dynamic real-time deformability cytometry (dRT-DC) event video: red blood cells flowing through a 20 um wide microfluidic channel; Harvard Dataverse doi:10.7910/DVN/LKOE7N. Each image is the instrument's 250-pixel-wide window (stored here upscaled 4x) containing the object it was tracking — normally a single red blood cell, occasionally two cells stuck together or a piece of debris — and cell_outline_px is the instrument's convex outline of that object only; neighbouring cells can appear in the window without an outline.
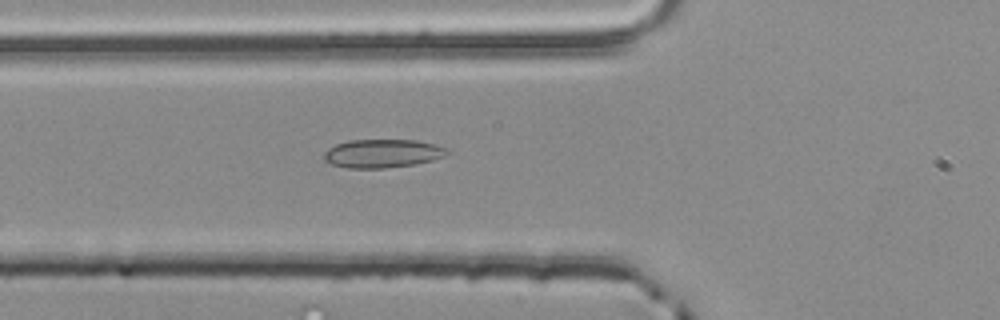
{"species": "common noctule bat (a hibernating species)", "species_latin": "Nyctalus noctula", "temperature_condition": "room temperature", "stored_images_in_passage": 41, "camera_frame_rate_fps": 3000, "um_per_image_px": 0.085, "animal": {"sex": "male", "body_mass_g": 20.4}, "frame": {"image": 1, "passage_image": 7, "time_ms": 2.0, "image_size_px": [1000, 320], "cell_outline_px": [[448, 152], [444, 156], [432, 160], [416, 164], [384, 168], [348, 168], [332, 164], [324, 160], [324, 152], [328, 148], [336, 144], [348, 140], [416, 140], [436, 144], [444, 148]], "centroid_in_image_um": [32.48, 13.04], "position_along_channel_um": 93.3, "area_um2": 20.35}}
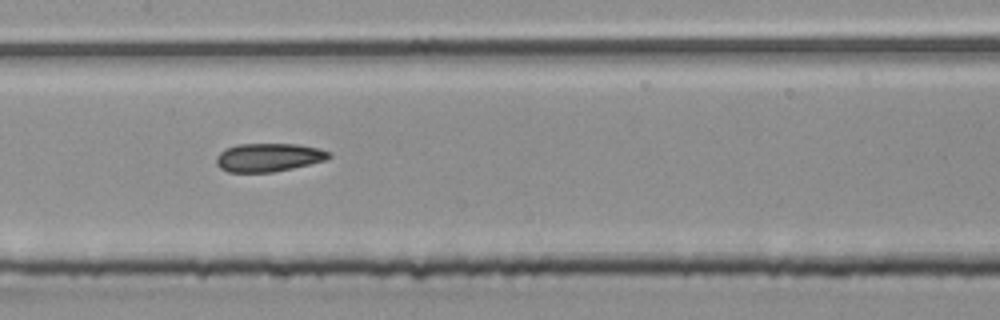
{"frame": {"image": 2, "passage_image": 14, "time_ms": 4.333, "image_size_px": [1000, 320], "cell_outline_px": [[332, 156], [328, 160], [292, 168], [272, 172], [228, 172], [220, 168], [216, 164], [216, 156], [224, 148], [236, 144], [300, 144], [320, 148], [332, 152]], "centroid_in_image_um": [22.86, 13.37], "position_along_channel_um": 184.5, "area_um2": 18.96}}
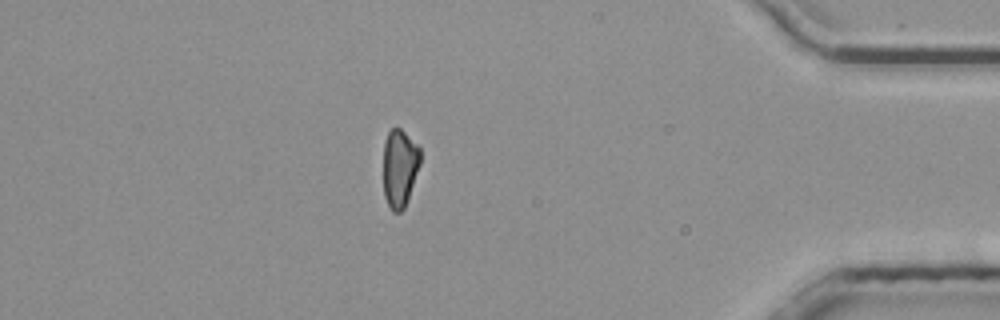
{"frame": {"image": 3, "passage_image": 34, "time_ms": 11.0, "image_size_px": [1000, 320], "cell_outline_px": [[420, 164], [408, 200], [404, 208], [400, 212], [392, 212], [384, 196], [384, 140], [388, 132], [392, 128], [400, 128], [420, 148]], "centroid_in_image_um": [33.97, 14.29], "position_along_channel_um": 401.2, "area_um2": 16.76}, "authors_computed_cell_mechanics": {"area_um2": 18.2648, "velocity_mm_per_s": 3.8796, "shape_relaxation_time_tau1_ms": null, "shape_relaxation_time_tau2_ms": 2.9038, "deformation_change_tau1": null, "deformation_change_tau2": 0.0946}}